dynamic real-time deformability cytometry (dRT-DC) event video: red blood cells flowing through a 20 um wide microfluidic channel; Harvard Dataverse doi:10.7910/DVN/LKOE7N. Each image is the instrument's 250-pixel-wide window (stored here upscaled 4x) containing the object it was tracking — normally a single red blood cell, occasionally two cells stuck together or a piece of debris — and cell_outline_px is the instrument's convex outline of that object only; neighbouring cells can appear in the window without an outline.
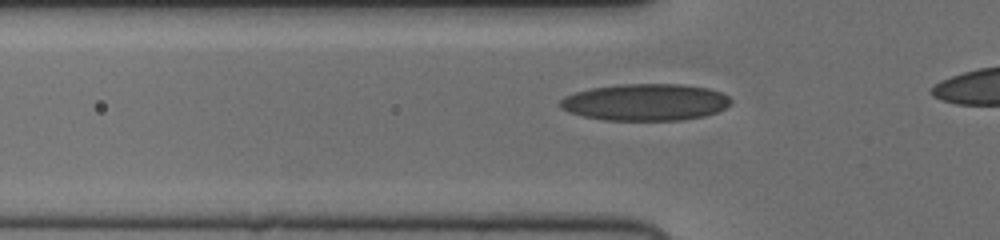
{"species": "human", "species_latin": "Homo sapiens", "temperature_condition": "cold", "stored_images_in_passage": 36, "camera_frame_rate_fps": 3000, "um_per_image_px": 0.085, "donor": {"sex": "female"}, "frame": {"image": 1, "passage_image": 11, "time_ms": 3.333, "image_size_px": [1000, 240], "cell_outline_px": [[732, 104], [716, 112], [704, 116], [680, 120], [604, 120], [584, 116], [568, 112], [560, 108], [560, 100], [564, 96], [576, 92], [592, 88], [620, 84], [684, 84], [708, 88], [720, 92], [728, 96], [732, 100]], "centroid_in_image_um": [54.86, 8.68], "position_along_channel_um": 70.9, "area_um2": 36.7}}
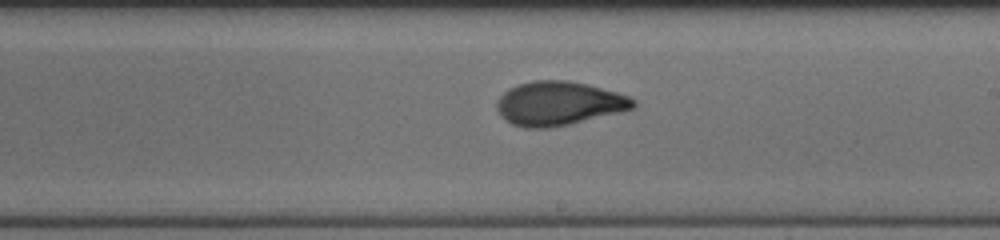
{"frame": {"image": 2, "passage_image": 24, "time_ms": 7.667, "image_size_px": [1000, 240], "cell_outline_px": [[636, 108], [620, 112], [552, 128], [524, 128], [512, 124], [504, 120], [500, 116], [496, 108], [496, 104], [500, 96], [508, 88], [532, 80], [568, 80], [588, 84], [616, 92], [628, 96], [636, 100]], "centroid_in_image_um": [47.48, 8.79], "position_along_channel_um": 241.5, "area_um2": 35.14}}
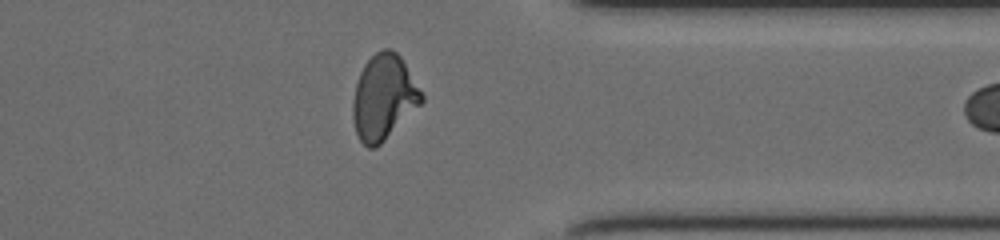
{"frame": {"image": 3, "passage_image": 35, "time_ms": 11.333, "image_size_px": [1000, 240], "cell_outline_px": [[424, 100], [376, 148], [368, 148], [360, 140], [356, 132], [352, 116], [352, 100], [356, 84], [360, 72], [364, 64], [376, 52], [384, 48], [392, 48], [400, 56], [424, 96]], "centroid_in_image_um": [32.58, 8.26], "position_along_channel_um": 378.8, "area_um2": 33.64}}